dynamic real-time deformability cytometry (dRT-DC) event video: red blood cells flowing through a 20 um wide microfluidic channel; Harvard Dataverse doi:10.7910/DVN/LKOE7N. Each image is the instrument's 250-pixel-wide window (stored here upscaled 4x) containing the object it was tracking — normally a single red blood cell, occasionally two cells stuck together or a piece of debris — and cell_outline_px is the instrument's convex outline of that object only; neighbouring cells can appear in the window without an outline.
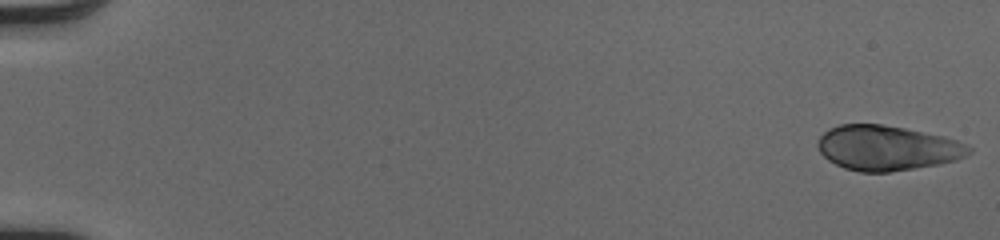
{"species": "human", "species_latin": "Homo sapiens", "temperature_condition": "cold", "stored_images_in_passage": 51, "camera_frame_rate_fps": 3000, "um_per_image_px": 0.085, "donor": {"sex": "male"}, "frame": {"image": 1, "passage_image": 1, "time_ms": 0.0, "image_size_px": [1000, 240], "cell_outline_px": [[972, 152], [956, 160], [940, 164], [888, 172], [860, 172], [844, 168], [828, 160], [820, 152], [816, 144], [820, 136], [828, 128], [840, 124], [880, 124], [904, 128], [944, 136], [968, 144], [972, 148]], "centroid_in_image_um": [75.4, 12.57], "position_along_channel_um": 9.6, "area_um2": 39.65}}
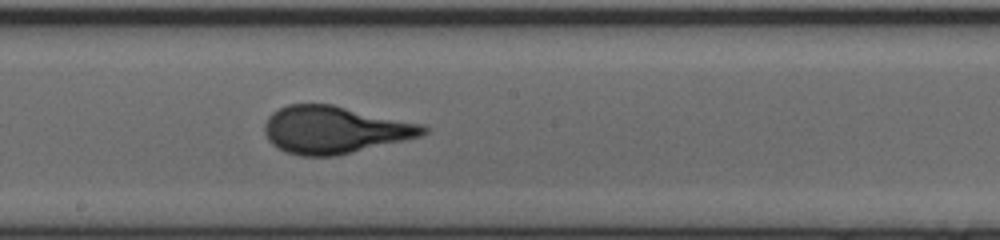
{"frame": {"image": 2, "passage_image": 30, "time_ms": 9.667, "image_size_px": [1000, 240], "cell_outline_px": [[428, 132], [424, 136], [336, 156], [300, 156], [288, 152], [272, 144], [268, 140], [264, 132], [264, 124], [268, 116], [272, 112], [288, 104], [332, 104], [424, 124], [428, 128]], "centroid_in_image_um": [28.47, 11.03], "position_along_channel_um": 219.7, "area_um2": 44.04}}
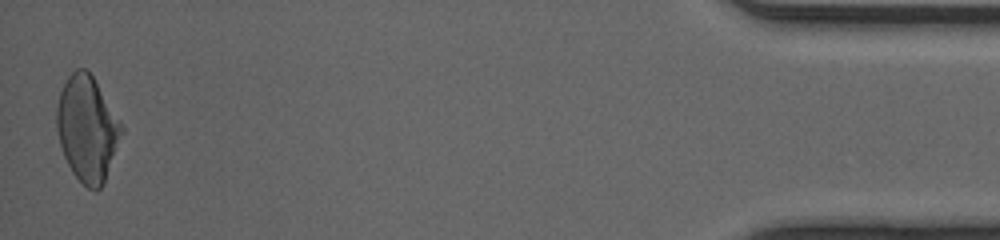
{"frame": {"image": 3, "passage_image": 51, "time_ms": 16.667, "image_size_px": [1000, 240], "cell_outline_px": [[124, 132], [104, 184], [96, 192], [88, 188], [72, 172], [64, 156], [60, 144], [56, 128], [56, 108], [60, 92], [68, 76], [76, 68], [84, 68], [92, 76], [120, 120], [124, 128]], "centroid_in_image_um": [7.43, 10.96], "position_along_channel_um": 427.8, "area_um2": 39.82}, "authors_computed_cell_mechanics": {"area_um2": 41.4426, "velocity_mm_per_s": 4.099, "shape_relaxation_time_tau1_ms": 4.6238, "shape_relaxation_time_tau2_ms": null, "deformation_change_tau1": 0.174, "deformation_change_tau2": null}}